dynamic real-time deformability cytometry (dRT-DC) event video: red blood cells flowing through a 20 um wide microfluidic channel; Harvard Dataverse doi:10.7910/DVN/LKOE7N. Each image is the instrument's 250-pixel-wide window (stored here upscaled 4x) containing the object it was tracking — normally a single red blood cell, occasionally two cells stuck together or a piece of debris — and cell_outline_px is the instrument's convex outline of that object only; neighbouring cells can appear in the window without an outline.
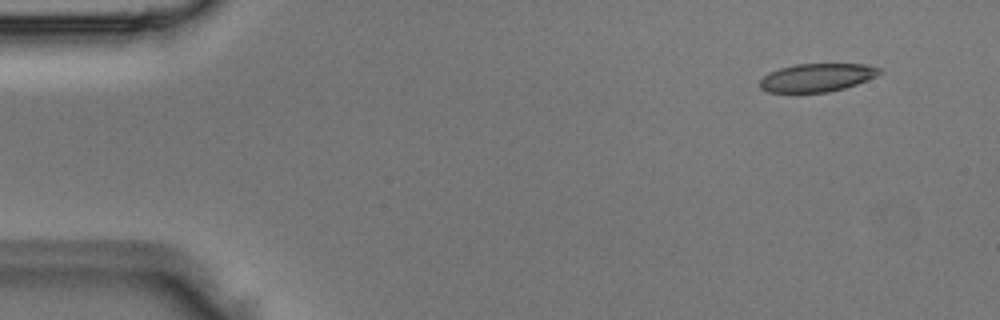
{"species": "Egyptian fruit bat (a non-hibernating species)", "species_latin": "Rousettus aegyptiacus", "temperature_condition": "room temperature", "stored_images_in_passage": 4, "camera_frame_rate_fps": 3000, "um_per_image_px": 0.085, "animal": {"sex": "male"}, "frame": {"image": 1, "passage_image": 1, "time_ms": 0.0, "image_size_px": [1000, 320], "cell_outline_px": [[884, 72], [876, 76], [856, 84], [844, 88], [828, 92], [768, 92], [760, 88], [760, 80], [768, 72], [780, 68], [796, 64], [864, 64], [880, 68]], "centroid_in_image_um": [69.44, 6.59], "position_along_channel_um": 15.6, "area_um2": 19.59}}
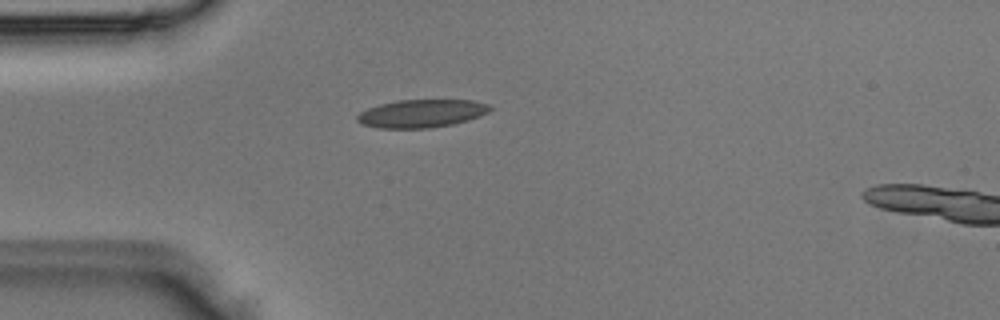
{"frame": {"image": 2, "passage_image": 3, "time_ms": 0.667, "image_size_px": [1000, 320], "cell_outline_px": [[492, 108], [488, 112], [480, 116], [468, 120], [452, 124], [428, 128], [376, 128], [360, 124], [356, 120], [356, 116], [360, 112], [368, 108], [380, 104], [400, 100], [472, 100], [488, 104]], "centroid_in_image_um": [35.8, 9.65], "position_along_channel_um": 49.2, "area_um2": 21.68}}